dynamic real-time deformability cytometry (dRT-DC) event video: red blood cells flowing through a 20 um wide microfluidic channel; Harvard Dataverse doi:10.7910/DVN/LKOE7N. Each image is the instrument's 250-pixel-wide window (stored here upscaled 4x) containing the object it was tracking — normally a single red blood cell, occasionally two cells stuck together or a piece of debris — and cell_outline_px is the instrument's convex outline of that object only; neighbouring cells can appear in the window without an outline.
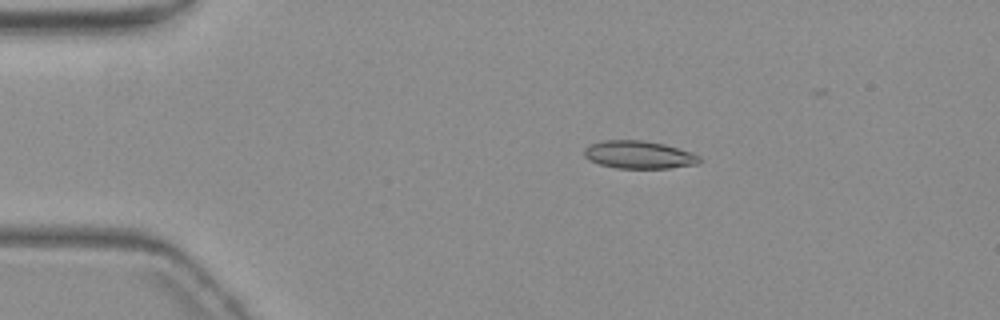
{"species": "common noctule bat (a hibernating species)", "species_latin": "Nyctalus noctula", "temperature_condition": "warm", "stored_images_in_passage": 4, "camera_frame_rate_fps": 3000, "um_per_image_px": 0.085, "animal": {"sex": "female", "body_mass_g": 19.3, "forearm_length_mm": 54.1}, "frame": {"image": 1, "passage_image": 3, "time_ms": 2.667, "image_size_px": [1000, 320], "cell_outline_px": [[700, 164], [668, 168], [616, 168], [600, 164], [588, 160], [584, 156], [584, 148], [588, 144], [604, 140], [644, 140], [664, 144], [692, 152], [700, 156]], "centroid_in_image_um": [54.29, 13.15], "position_along_channel_um": 30.7, "area_um2": 18.84}}